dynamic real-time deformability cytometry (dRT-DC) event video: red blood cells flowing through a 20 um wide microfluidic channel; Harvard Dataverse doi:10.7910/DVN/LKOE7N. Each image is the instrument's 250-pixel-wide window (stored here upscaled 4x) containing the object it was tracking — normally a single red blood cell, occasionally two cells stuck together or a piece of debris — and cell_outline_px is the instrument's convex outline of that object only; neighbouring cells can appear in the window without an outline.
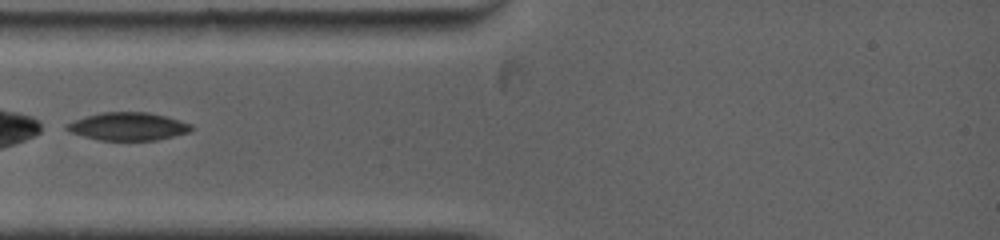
{"species": "common noctule bat (a hibernating species)", "species_latin": "Nyctalus noctula", "temperature_condition": "warm", "stored_images_in_passage": 2, "camera_frame_rate_fps": 5000, "um_per_image_px": 0.085, "animal": {"sex": "female", "body_mass_g": 19.0, "forearm_length_mm": 53.3}, "frame": {"image": 1, "passage_image": 1, "time_ms": 0.0, "image_size_px": [1000, 240], "cell_outline_px": [[196, 128], [188, 132], [156, 140], [100, 140], [68, 132], [64, 128], [72, 120], [100, 112], [148, 112], [180, 120], [192, 124]], "centroid_in_image_um": [10.87, 10.74], "position_along_channel_um": 74.1, "area_um2": 20.29}}